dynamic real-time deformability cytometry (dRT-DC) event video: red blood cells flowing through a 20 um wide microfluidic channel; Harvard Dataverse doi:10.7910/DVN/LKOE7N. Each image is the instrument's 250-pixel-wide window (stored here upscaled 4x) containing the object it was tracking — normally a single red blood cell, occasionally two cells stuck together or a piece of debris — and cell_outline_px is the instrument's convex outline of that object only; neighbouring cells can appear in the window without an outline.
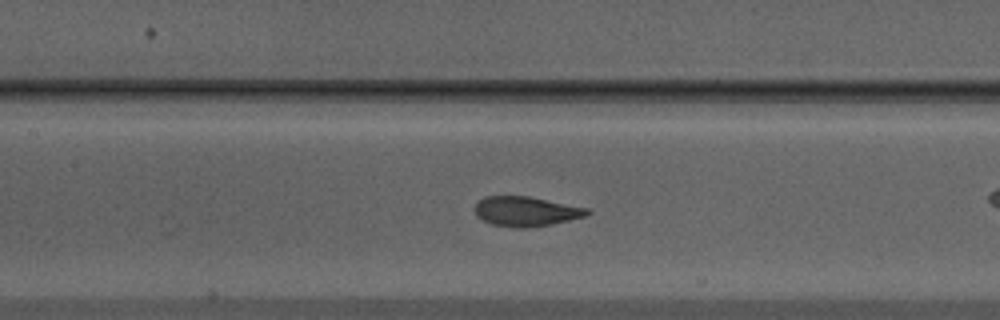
{"species": "Egyptian fruit bat (a non-hibernating species)", "species_latin": "Rousettus aegyptiacus", "temperature_condition": "warm", "stored_images_in_passage": 42, "camera_frame_rate_fps": 3000, "um_per_image_px": 0.085, "animal": {"sex": "male"}, "frame": {"image": 1, "passage_image": 24, "time_ms": 7.667, "image_size_px": [1000, 320], "cell_outline_px": [[592, 212], [584, 216], [552, 224], [528, 228], [516, 228], [492, 224], [476, 216], [472, 208], [484, 196], [528, 196], [588, 208]], "centroid_in_image_um": [44.67, 17.97], "position_along_channel_um": 162.7, "area_um2": 19.48}}
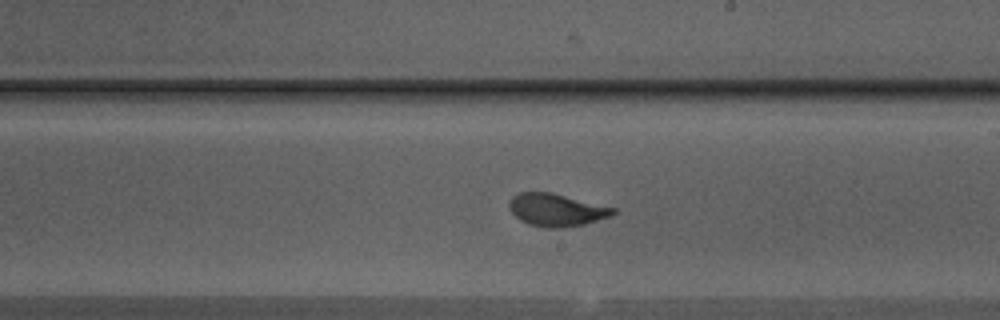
{"frame": {"image": 2, "passage_image": 30, "time_ms": 9.667, "image_size_px": [1000, 320], "cell_outline_px": [[616, 212], [612, 216], [584, 224], [560, 228], [544, 228], [528, 224], [520, 220], [512, 212], [508, 204], [508, 200], [512, 196], [520, 192], [552, 192], [616, 208]], "centroid_in_image_um": [47.29, 17.84], "position_along_channel_um": 241.7, "area_um2": 19.88}}